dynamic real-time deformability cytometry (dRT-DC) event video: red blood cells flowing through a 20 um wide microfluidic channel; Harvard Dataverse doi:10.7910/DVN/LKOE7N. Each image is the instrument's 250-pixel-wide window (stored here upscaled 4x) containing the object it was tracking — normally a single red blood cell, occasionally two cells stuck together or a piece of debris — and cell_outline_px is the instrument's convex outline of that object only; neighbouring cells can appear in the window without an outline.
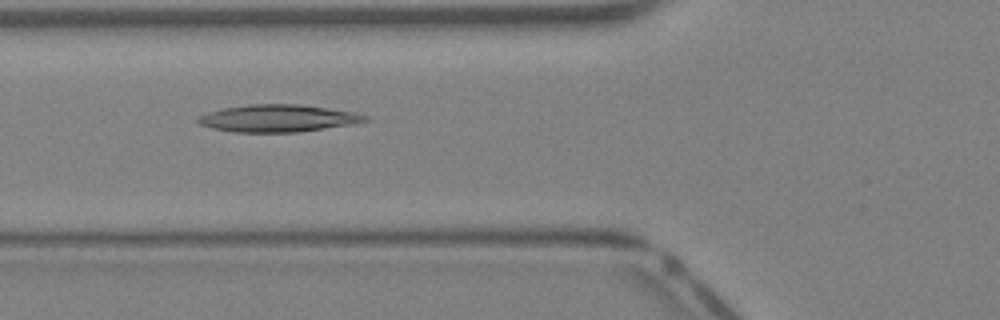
{"species": "Egyptian fruit bat (a non-hibernating species)", "species_latin": "Rousettus aegyptiacus", "temperature_condition": "warm", "stored_images_in_passage": 35, "camera_frame_rate_fps": 3000, "um_per_image_px": 0.085, "animal": {"sex": "female"}, "frame": {"image": 1, "passage_image": 10, "time_ms": 3.0, "image_size_px": [1000, 320], "cell_outline_px": [[372, 120], [352, 124], [300, 132], [232, 132], [212, 128], [200, 124], [196, 120], [200, 116], [208, 112], [224, 108], [248, 104], [300, 104], [352, 112], [368, 116]], "centroid_in_image_um": [23.63, 10.06], "position_along_channel_um": 102.2, "area_um2": 26.47}}
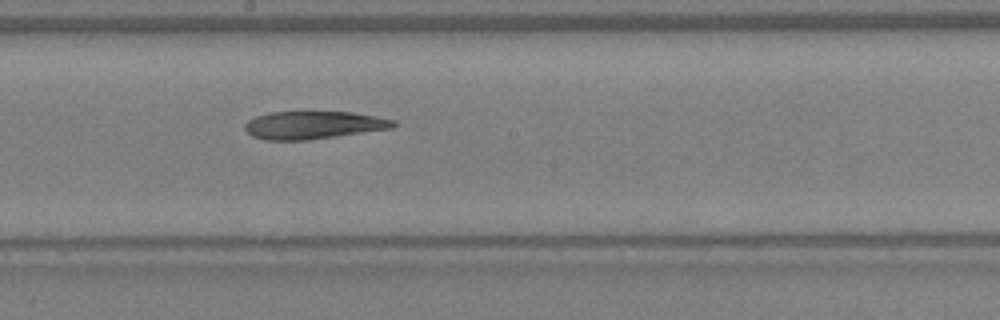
{"frame": {"image": 2, "passage_image": 17, "time_ms": 5.333, "image_size_px": [1000, 320], "cell_outline_px": [[396, 128], [308, 140], [264, 140], [252, 136], [244, 128], [244, 124], [248, 120], [256, 116], [268, 112], [352, 112], [376, 116], [396, 120]], "centroid_in_image_um": [26.67, 10.63], "position_along_channel_um": 221.5, "area_um2": 24.28}}
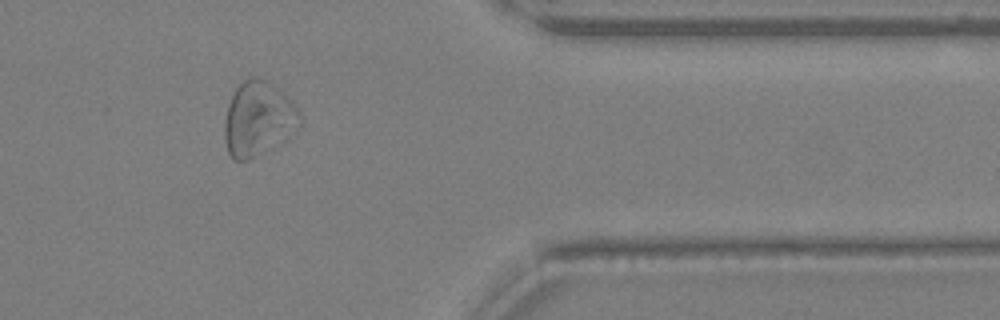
{"frame": {"image": 3, "passage_image": 28, "time_ms": 9.0, "image_size_px": [1000, 320], "cell_outline_px": [[300, 124], [296, 132], [284, 140], [248, 160], [232, 160], [228, 152], [224, 140], [224, 120], [228, 104], [236, 88], [244, 80], [252, 76], [256, 76], [268, 80], [284, 92], [292, 100], [300, 112]], "centroid_in_image_um": [21.95, 10.08], "position_along_channel_um": 389.4, "area_um2": 33.0}}